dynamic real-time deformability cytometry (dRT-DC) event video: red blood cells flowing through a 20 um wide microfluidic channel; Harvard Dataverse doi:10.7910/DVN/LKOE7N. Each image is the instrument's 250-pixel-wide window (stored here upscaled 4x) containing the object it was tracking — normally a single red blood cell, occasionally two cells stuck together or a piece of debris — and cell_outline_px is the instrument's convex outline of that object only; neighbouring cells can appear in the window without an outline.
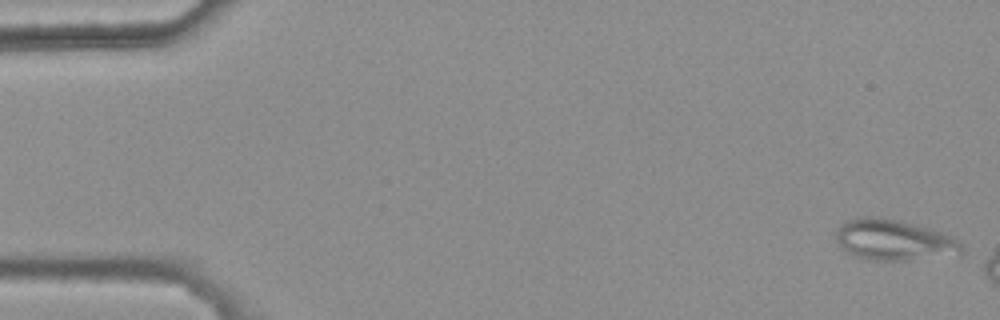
{"species": "common noctule bat (a hibernating species)", "species_latin": "Nyctalus noctula", "temperature_condition": "warm", "stored_images_in_passage": 8, "camera_frame_rate_fps": 3000, "um_per_image_px": 0.085, "animal": {"sex": "female", "body_mass_g": 25.1}, "frame": {"image": 1, "passage_image": 1, "time_ms": 0.0, "image_size_px": [1000, 320], "cell_outline_px": [[964, 252], [960, 256], [908, 260], [864, 260], [840, 248], [836, 240], [836, 232], [840, 224], [848, 220], [864, 216], [876, 216], [896, 220], [928, 228], [952, 236], [960, 240], [964, 248]], "centroid_in_image_um": [76.03, 20.43], "position_along_channel_um": 9.0, "area_um2": 30.35}}